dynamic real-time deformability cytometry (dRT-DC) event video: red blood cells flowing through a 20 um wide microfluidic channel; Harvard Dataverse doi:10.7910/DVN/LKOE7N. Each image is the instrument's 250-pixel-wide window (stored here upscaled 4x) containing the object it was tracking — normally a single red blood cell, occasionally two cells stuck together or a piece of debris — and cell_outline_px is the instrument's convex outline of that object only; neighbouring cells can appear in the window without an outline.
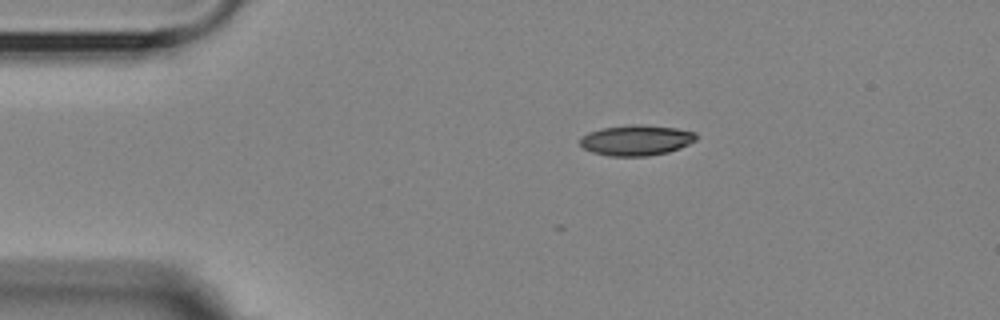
{"species": "Egyptian fruit bat (a non-hibernating species)", "species_latin": "Rousettus aegyptiacus", "temperature_condition": "room temperature", "stored_images_in_passage": 6, "camera_frame_rate_fps": 3000, "um_per_image_px": 0.085, "animal": {"sex": "female"}, "frame": {"image": 1, "passage_image": 1, "time_ms": 0.0, "image_size_px": [1000, 320], "cell_outline_px": [[696, 140], [680, 148], [668, 152], [648, 156], [608, 156], [592, 152], [584, 148], [580, 144], [580, 136], [588, 132], [604, 128], [632, 124], [640, 124], [676, 128], [696, 132]], "centroid_in_image_um": [54.07, 11.92], "position_along_channel_um": 30.9, "area_um2": 20.69}}
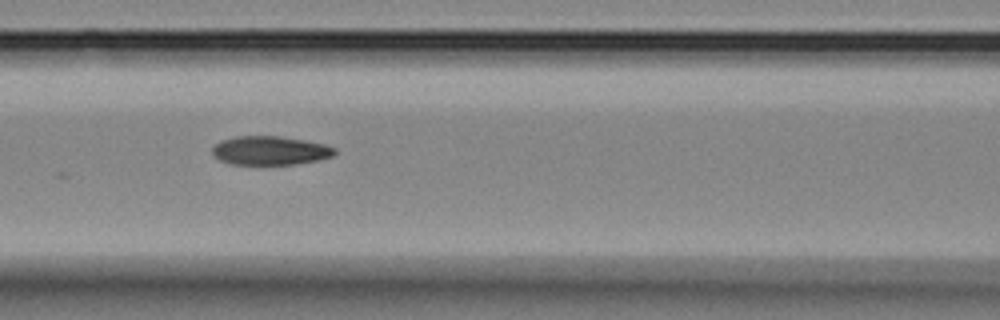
{"frame": {"image": 2, "passage_image": 5, "time_ms": 4.333, "image_size_px": [1000, 320], "cell_outline_px": [[336, 152], [332, 156], [316, 160], [296, 164], [232, 164], [220, 160], [212, 152], [212, 148], [220, 140], [236, 136], [280, 136], [304, 140], [324, 144], [336, 148]], "centroid_in_image_um": [22.95, 12.79], "position_along_channel_um": 143.6, "area_um2": 20.4}}
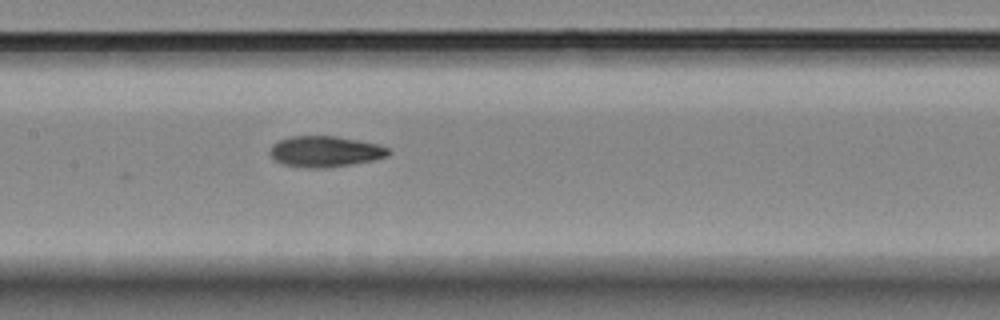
{"frame": {"image": 3, "passage_image": 6, "time_ms": 5.333, "image_size_px": [1000, 320], "cell_outline_px": [[392, 152], [388, 156], [372, 160], [352, 164], [324, 168], [304, 168], [280, 164], [268, 152], [272, 144], [280, 140], [292, 136], [336, 136], [380, 144], [388, 148]], "centroid_in_image_um": [27.63, 12.88], "position_along_channel_um": 179.8, "area_um2": 21.5}}